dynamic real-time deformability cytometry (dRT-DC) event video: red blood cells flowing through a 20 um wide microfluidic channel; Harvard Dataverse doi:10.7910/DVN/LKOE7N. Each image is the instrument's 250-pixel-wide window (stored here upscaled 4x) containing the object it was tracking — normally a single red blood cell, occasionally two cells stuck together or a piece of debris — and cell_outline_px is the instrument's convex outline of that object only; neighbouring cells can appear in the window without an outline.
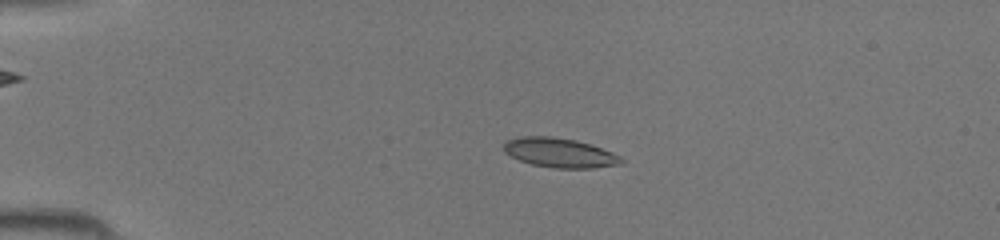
{"species": "common noctule bat (a hibernating species)", "species_latin": "Nyctalus noctula", "temperature_condition": "room temperature", "stored_images_in_passage": 45, "camera_frame_rate_fps": 3000, "um_per_image_px": 0.085, "animal": {"sex": "female", "body_mass_g": 19.5, "forearm_length_mm": 54.1}, "frame": {"image": 1, "passage_image": 11, "time_ms": 3.333, "image_size_px": [1000, 240], "cell_outline_px": [[624, 164], [592, 168], [556, 168], [532, 164], [520, 160], [504, 152], [504, 144], [508, 140], [520, 136], [552, 136], [576, 140], [612, 152], [620, 156], [624, 160]], "centroid_in_image_um": [47.59, 12.98], "position_along_channel_um": 37.4, "area_um2": 20.06}}
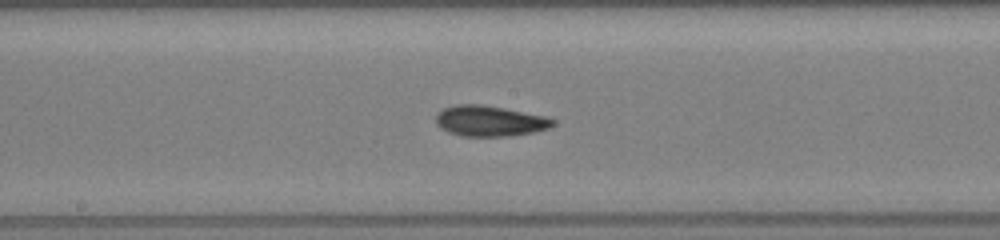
{"frame": {"image": 2, "passage_image": 25, "time_ms": 8.0, "image_size_px": [1000, 240], "cell_outline_px": [[556, 124], [548, 128], [536, 132], [508, 136], [460, 136], [448, 132], [440, 128], [436, 124], [436, 112], [444, 108], [456, 104], [480, 104], [504, 108], [548, 116], [556, 120]], "centroid_in_image_um": [41.64, 10.28], "position_along_channel_um": 206.6, "area_um2": 21.21}}
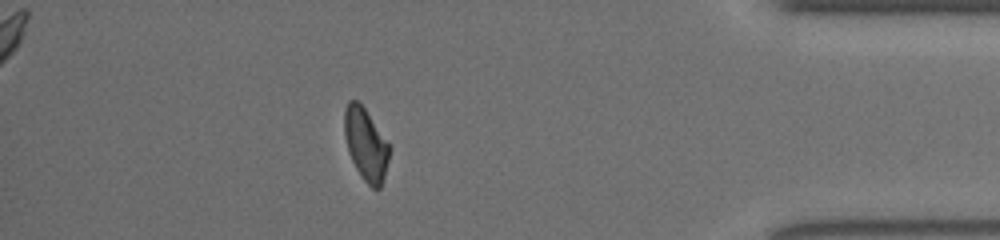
{"frame": {"image": 3, "passage_image": 40, "time_ms": 13.0, "image_size_px": [1000, 240], "cell_outline_px": [[392, 148], [384, 176], [380, 188], [372, 188], [364, 180], [356, 168], [348, 152], [344, 136], [344, 108], [348, 100], [356, 100], [364, 108]], "centroid_in_image_um": [31.09, 12.26], "position_along_channel_um": 404.1, "area_um2": 18.9}}